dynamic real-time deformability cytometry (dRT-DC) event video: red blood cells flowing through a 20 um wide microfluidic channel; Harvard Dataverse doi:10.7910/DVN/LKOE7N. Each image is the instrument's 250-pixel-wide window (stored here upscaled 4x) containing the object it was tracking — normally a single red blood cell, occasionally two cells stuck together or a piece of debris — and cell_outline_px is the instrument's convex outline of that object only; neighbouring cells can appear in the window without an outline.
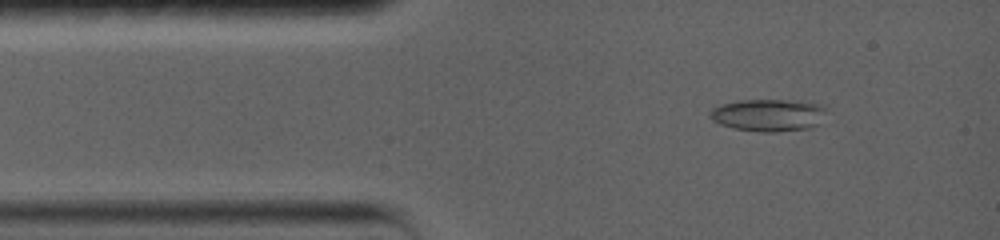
{"species": "common noctule bat (a hibernating species)", "species_latin": "Nyctalus noctula", "temperature_condition": "warm", "stored_images_in_passage": 63, "camera_frame_rate_fps": 5000, "um_per_image_px": 0.085, "animal": {"sex": "female", "body_mass_g": 19.0, "forearm_length_mm": 56.7}, "frame": {"image": 1, "passage_image": 7, "time_ms": 1.4, "image_size_px": [1000, 240], "cell_outline_px": [[824, 108], [820, 124], [812, 128], [776, 132], [760, 132], [732, 128], [720, 124], [712, 120], [708, 116], [708, 112], [712, 108], [720, 104], [740, 100], [784, 100], [816, 104]], "centroid_in_image_um": [65.23, 9.8], "position_along_channel_um": 19.8, "area_um2": 21.85}}
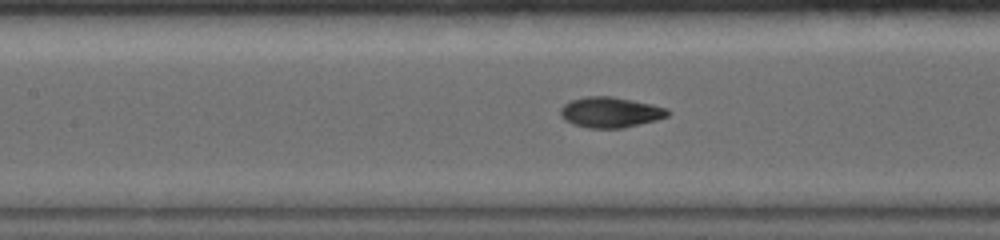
{"frame": {"image": 2, "passage_image": 30, "time_ms": 6.0, "image_size_px": [1000, 240], "cell_outline_px": [[672, 112], [668, 116], [656, 120], [624, 128], [588, 128], [572, 124], [564, 120], [560, 116], [560, 108], [564, 104], [572, 100], [584, 96], [612, 96], [652, 104], [668, 108]], "centroid_in_image_um": [51.88, 9.54], "position_along_channel_um": 155.5, "area_um2": 19.31}}
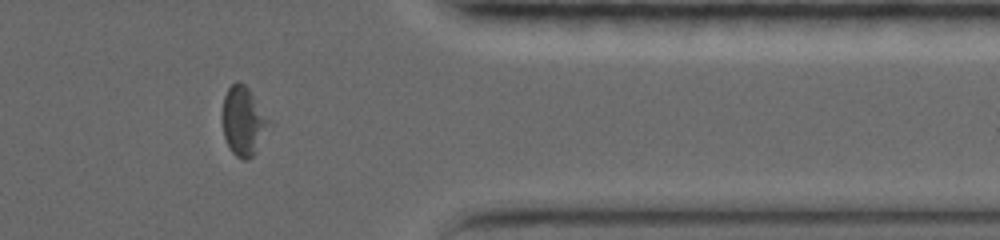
{"frame": {"image": 3, "passage_image": 49, "time_ms": 12.6, "image_size_px": [1000, 240], "cell_outline_px": [[264, 124], [252, 156], [248, 160], [244, 160], [236, 156], [232, 152], [224, 136], [224, 96], [228, 88], [236, 80], [244, 84], [248, 88], [264, 120]], "centroid_in_image_um": [20.54, 10.27], "position_along_channel_um": 390.9, "area_um2": 16.47}, "authors_computed_cell_mechanics": {"area_um2": 19.4786, "velocity_mm_per_s": 3.7264, "shape_relaxation_time_tau1_ms": 6.3412, "shape_relaxation_time_tau2_ms": 1.9641, "deformation_change_tau1": 0.1891, "deformation_change_tau2": 0.066}}